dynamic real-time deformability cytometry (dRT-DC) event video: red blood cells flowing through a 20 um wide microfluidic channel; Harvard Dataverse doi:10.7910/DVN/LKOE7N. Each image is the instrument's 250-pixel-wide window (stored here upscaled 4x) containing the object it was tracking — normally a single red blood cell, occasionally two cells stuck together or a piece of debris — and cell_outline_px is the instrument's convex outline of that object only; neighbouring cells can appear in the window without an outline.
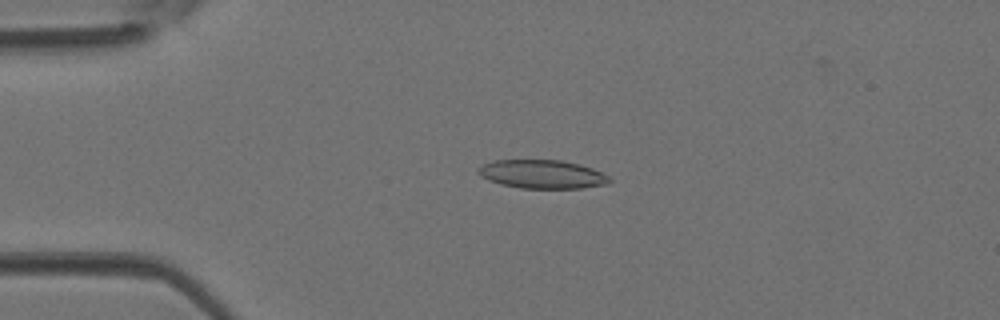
{"species": "Egyptian fruit bat (a non-hibernating species)", "species_latin": "Rousettus aegyptiacus", "temperature_condition": "room temperature", "stored_images_in_passage": 43, "camera_frame_rate_fps": 3000, "um_per_image_px": 0.085, "animal": {"sex": "female"}, "frame": {"image": 1, "passage_image": 10, "time_ms": 3.0, "image_size_px": [1000, 320], "cell_outline_px": [[612, 180], [604, 184], [580, 188], [520, 188], [500, 184], [488, 180], [480, 176], [476, 172], [476, 168], [492, 160], [564, 160], [580, 164], [592, 168], [608, 176]], "centroid_in_image_um": [46.03, 14.8], "position_along_channel_um": 39.0, "area_um2": 21.91}}
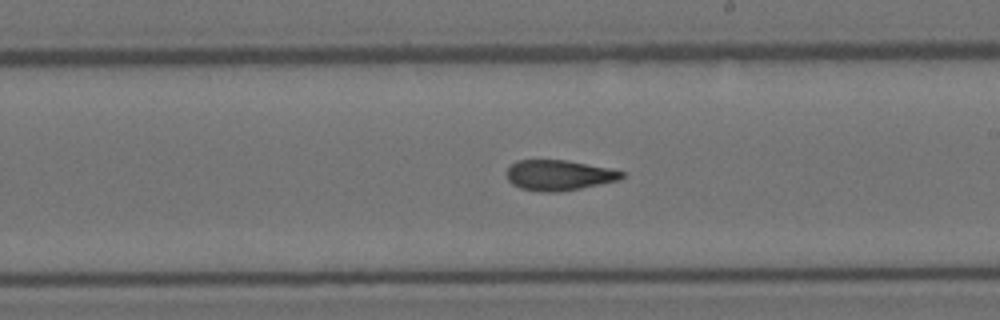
{"frame": {"image": 2, "passage_image": 25, "time_ms": 8.0, "image_size_px": [1000, 320], "cell_outline_px": [[624, 176], [620, 180], [560, 192], [540, 192], [520, 188], [512, 184], [508, 180], [504, 172], [516, 160], [568, 160], [608, 168], [624, 172]], "centroid_in_image_um": [47.47, 14.89], "position_along_channel_um": 241.5, "area_um2": 20.52}}
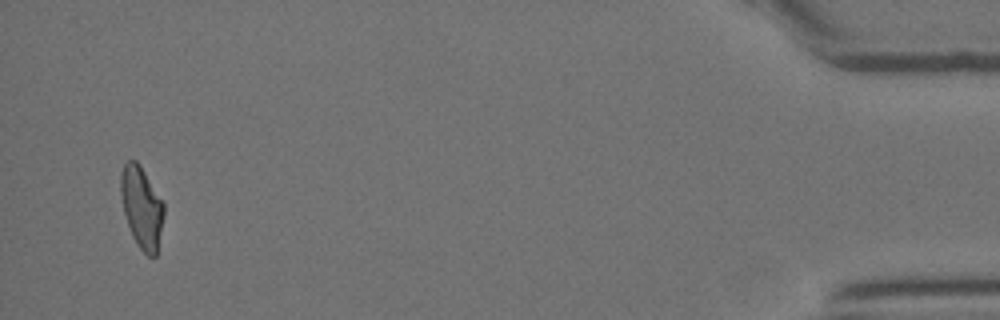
{"frame": {"image": 3, "passage_image": 42, "time_ms": 13.667, "image_size_px": [1000, 320], "cell_outline_px": [[164, 216], [156, 256], [148, 256], [136, 244], [132, 236], [124, 212], [120, 196], [120, 176], [124, 164], [128, 160], [136, 160], [140, 164], [164, 204]], "centroid_in_image_um": [12.03, 17.61], "position_along_channel_um": 423.2, "area_um2": 20.46}}